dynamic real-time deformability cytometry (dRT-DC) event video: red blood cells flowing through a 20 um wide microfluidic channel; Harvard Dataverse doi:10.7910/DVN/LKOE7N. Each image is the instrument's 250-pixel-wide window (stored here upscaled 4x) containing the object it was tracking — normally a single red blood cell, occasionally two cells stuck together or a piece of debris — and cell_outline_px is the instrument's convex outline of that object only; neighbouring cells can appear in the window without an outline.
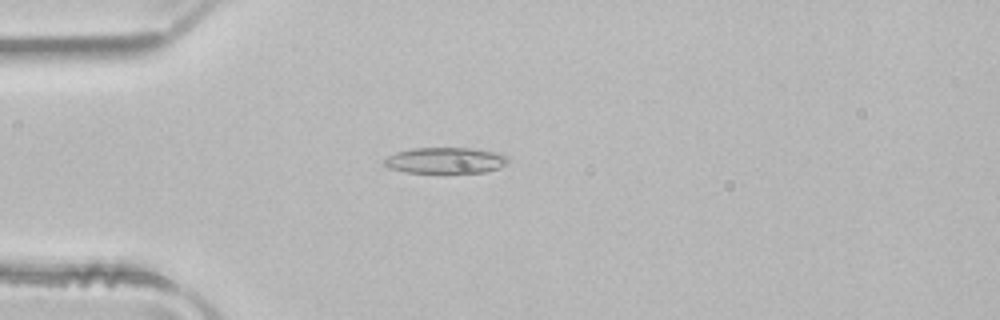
{"species": "common noctule bat (a hibernating species)", "species_latin": "Nyctalus noctula", "temperature_condition": "room temperature", "stored_images_in_passage": 51, "camera_frame_rate_fps": 3000, "um_per_image_px": 0.085, "animal": {"sex": "male", "body_mass_g": 21.5, "forearm_length_mm": 52.0}, "frame": {"image": 1, "passage_image": 14, "time_ms": 4.333, "image_size_px": [1000, 320], "cell_outline_px": [[508, 160], [504, 164], [496, 168], [484, 172], [404, 172], [388, 168], [384, 164], [384, 160], [388, 156], [396, 152], [412, 148], [472, 148], [500, 152], [508, 156]], "centroid_in_image_um": [37.85, 13.62], "position_along_channel_um": 47.2, "area_um2": 18.67}}
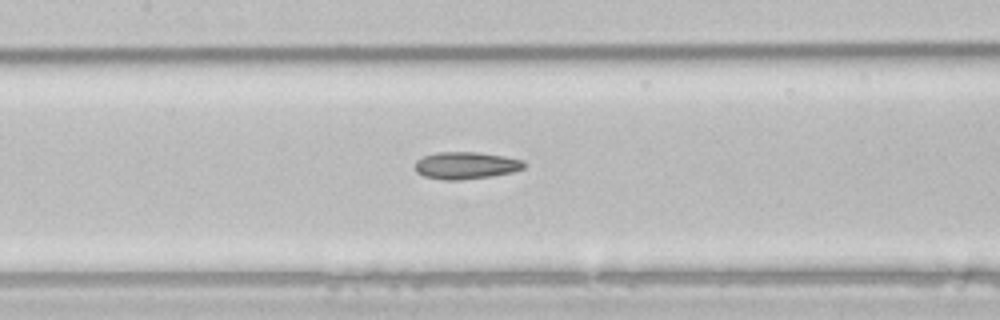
{"frame": {"image": 2, "passage_image": 24, "time_ms": 7.667, "image_size_px": [1000, 320], "cell_outline_px": [[524, 168], [512, 172], [488, 176], [456, 180], [444, 180], [424, 176], [416, 172], [416, 160], [424, 156], [436, 152], [476, 152], [504, 156], [524, 160]], "centroid_in_image_um": [39.58, 14.05], "position_along_channel_um": 167.8, "area_um2": 17.05}}
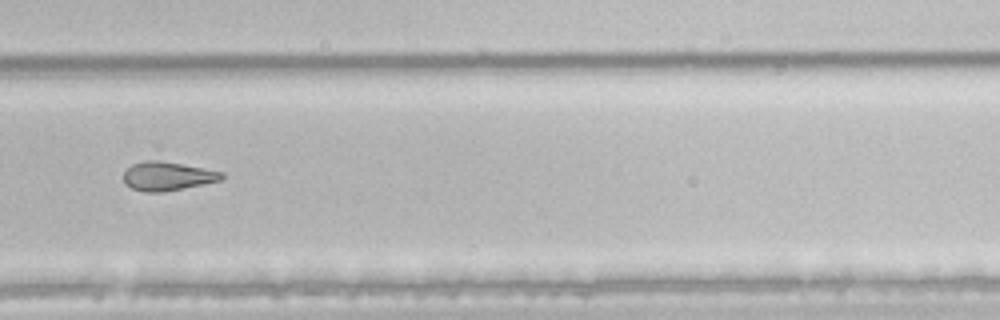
{"frame": {"image": 3, "passage_image": 35, "time_ms": 11.333, "image_size_px": [1000, 320], "cell_outline_px": [[224, 176], [220, 180], [204, 184], [164, 192], [144, 192], [132, 188], [124, 180], [124, 172], [132, 164], [144, 160], [160, 160], [224, 172]], "centroid_in_image_um": [14.24, 14.97], "position_along_channel_um": 315.6, "area_um2": 16.36}, "authors_computed_cell_mechanics": {"area_um2": 18.6694, "velocity_mm_per_s": 4.0464, "shape_relaxation_time_tau1_ms": null, "shape_relaxation_time_tau2_ms": 5.3013, "deformation_change_tau1": null, "deformation_change_tau2": 0.1392}}